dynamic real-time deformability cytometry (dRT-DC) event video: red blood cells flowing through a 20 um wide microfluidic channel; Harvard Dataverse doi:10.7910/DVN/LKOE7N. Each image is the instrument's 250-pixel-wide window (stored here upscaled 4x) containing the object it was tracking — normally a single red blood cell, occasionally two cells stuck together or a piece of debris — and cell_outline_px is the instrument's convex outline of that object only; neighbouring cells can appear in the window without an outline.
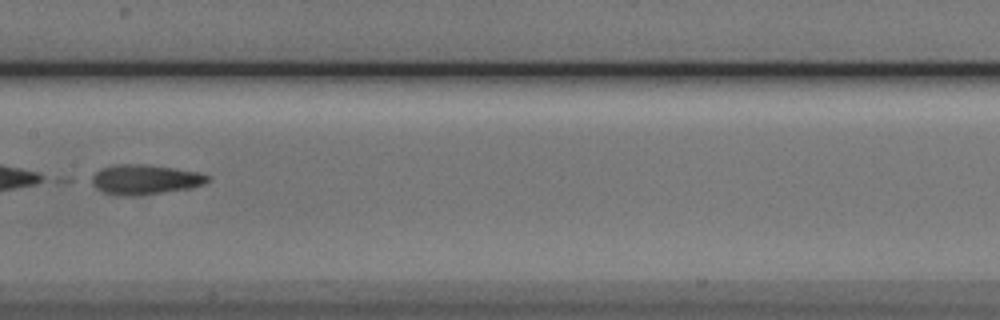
{"species": "Egyptian fruit bat (a non-hibernating species)", "species_latin": "Rousettus aegyptiacus", "temperature_condition": "cold", "stored_images_in_passage": 5, "camera_frame_rate_fps": 3000, "um_per_image_px": 0.085, "animal": {"sex": "male"}, "frame": {"image": 1, "passage_image": 5, "time_ms": 5.333, "image_size_px": [1000, 320], "cell_outline_px": [[208, 180], [204, 184], [192, 188], [136, 196], [116, 196], [104, 192], [96, 188], [84, 180], [100, 168], [116, 164], [144, 164], [172, 168], [196, 172], [208, 176]], "centroid_in_image_um": [12.18, 15.27], "position_along_channel_um": 195.2, "area_um2": 20.52}}